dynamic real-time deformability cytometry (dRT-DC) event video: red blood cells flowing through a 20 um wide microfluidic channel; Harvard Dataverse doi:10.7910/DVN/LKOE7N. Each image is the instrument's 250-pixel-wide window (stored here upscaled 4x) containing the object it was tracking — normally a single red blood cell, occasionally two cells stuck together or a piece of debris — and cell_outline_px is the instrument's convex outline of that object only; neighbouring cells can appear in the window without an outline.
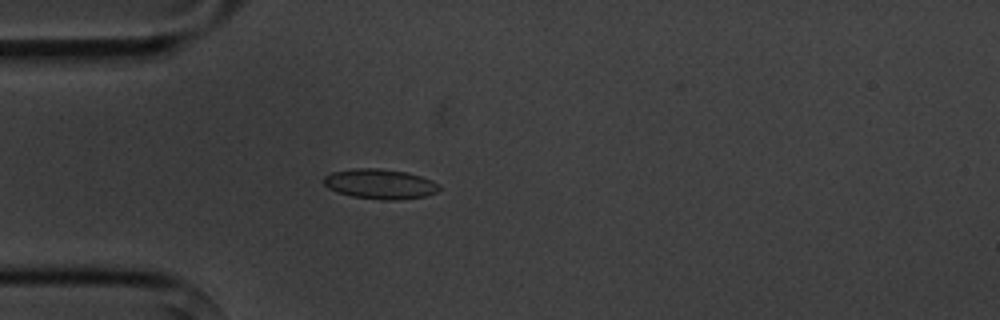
{"species": "common noctule bat (a hibernating species)", "species_latin": "Nyctalus noctula", "temperature_condition": "cold", "stored_images_in_passage": 5, "camera_frame_rate_fps": 3000, "um_per_image_px": 0.085, "animal": {"sex": "male", "body_mass_g": 20.1, "forearm_length_mm": 53.5}, "frame": {"image": 1, "passage_image": 5, "time_ms": 4.667, "image_size_px": [1000, 320], "cell_outline_px": [[440, 188], [436, 192], [424, 196], [396, 200], [380, 200], [352, 196], [336, 192], [328, 188], [324, 184], [324, 176], [332, 172], [352, 168], [380, 168], [408, 172], [432, 180], [440, 184]], "centroid_in_image_um": [32.29, 15.63], "position_along_channel_um": 52.7, "area_um2": 20.29}}